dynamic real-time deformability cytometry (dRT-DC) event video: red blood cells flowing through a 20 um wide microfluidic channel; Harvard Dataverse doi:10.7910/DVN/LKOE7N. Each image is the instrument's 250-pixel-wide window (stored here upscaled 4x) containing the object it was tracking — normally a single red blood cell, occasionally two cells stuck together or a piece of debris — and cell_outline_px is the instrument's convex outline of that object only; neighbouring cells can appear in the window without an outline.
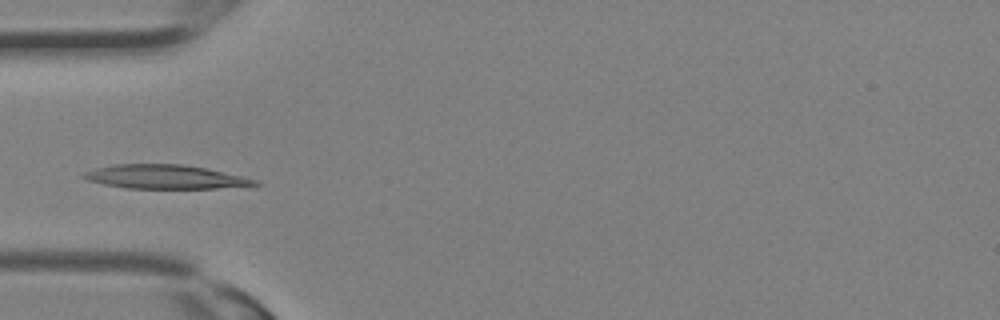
{"species": "Egyptian fruit bat (a non-hibernating species)", "species_latin": "Rousettus aegyptiacus", "temperature_condition": "room temperature", "stored_images_in_passage": 14, "camera_frame_rate_fps": 3000, "um_per_image_px": 0.085, "animal": {"sex": "female"}, "frame": {"image": 1, "passage_image": 3, "time_ms": 0.667, "image_size_px": [1000, 320], "cell_outline_px": [[264, 184], [216, 188], [128, 188], [104, 184], [88, 180], [80, 176], [84, 172], [96, 168], [116, 164], [184, 164], [208, 168], [256, 180]], "centroid_in_image_um": [14.03, 15.02], "position_along_channel_um": 71.0, "area_um2": 23.64}}
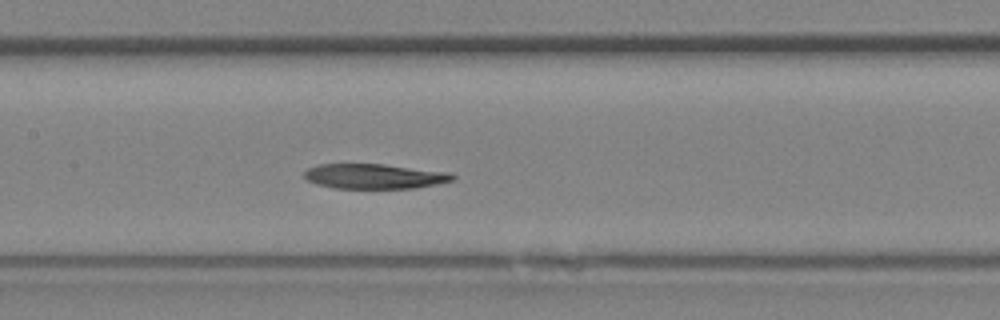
{"frame": {"image": 2, "passage_image": 8, "time_ms": 2.333, "image_size_px": [1000, 320], "cell_outline_px": [[456, 180], [416, 188], [336, 188], [316, 184], [308, 180], [304, 176], [304, 172], [308, 168], [316, 164], [384, 164], [448, 172], [456, 176]], "centroid_in_image_um": [31.84, 14.98], "position_along_channel_um": 175.6, "area_um2": 21.56}}
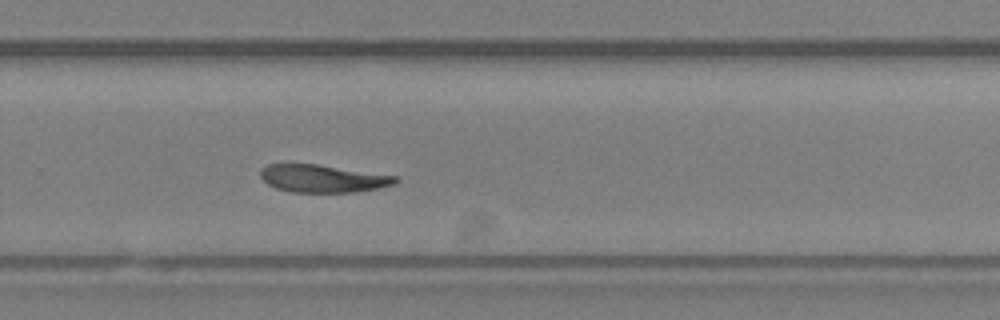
{"frame": {"image": 3, "passage_image": 14, "time_ms": 4.333, "image_size_px": [1000, 320], "cell_outline_px": [[400, 180], [396, 184], [356, 192], [292, 192], [276, 188], [268, 184], [260, 176], [260, 168], [268, 164], [316, 164], [396, 176]], "centroid_in_image_um": [27.42, 15.17], "position_along_channel_um": 302.4, "area_um2": 21.62}}